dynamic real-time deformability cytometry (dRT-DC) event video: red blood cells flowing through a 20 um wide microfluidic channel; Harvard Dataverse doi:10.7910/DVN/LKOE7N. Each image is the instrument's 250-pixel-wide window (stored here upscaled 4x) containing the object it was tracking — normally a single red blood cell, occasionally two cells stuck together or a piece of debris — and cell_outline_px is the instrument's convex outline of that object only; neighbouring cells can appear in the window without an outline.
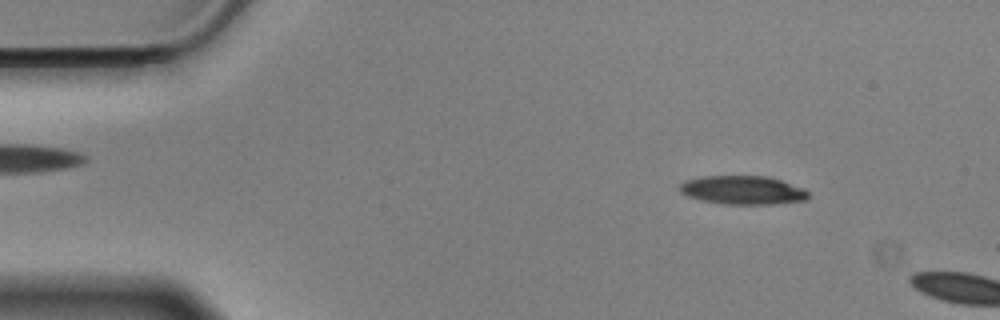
{"species": "Egyptian fruit bat (a non-hibernating species)", "species_latin": "Rousettus aegyptiacus", "temperature_condition": "cold", "stored_images_in_passage": 9, "camera_frame_rate_fps": 3000, "um_per_image_px": 0.085, "animal": {"sex": "male"}, "frame": {"image": 1, "passage_image": 6, "time_ms": 1.667, "image_size_px": [1000, 320], "cell_outline_px": [[808, 200], [772, 204], [724, 204], [700, 200], [688, 196], [680, 192], [680, 184], [684, 180], [700, 176], [768, 176], [804, 188], [808, 192]], "centroid_in_image_um": [63.12, 16.16], "position_along_channel_um": 21.9, "area_um2": 21.56}}